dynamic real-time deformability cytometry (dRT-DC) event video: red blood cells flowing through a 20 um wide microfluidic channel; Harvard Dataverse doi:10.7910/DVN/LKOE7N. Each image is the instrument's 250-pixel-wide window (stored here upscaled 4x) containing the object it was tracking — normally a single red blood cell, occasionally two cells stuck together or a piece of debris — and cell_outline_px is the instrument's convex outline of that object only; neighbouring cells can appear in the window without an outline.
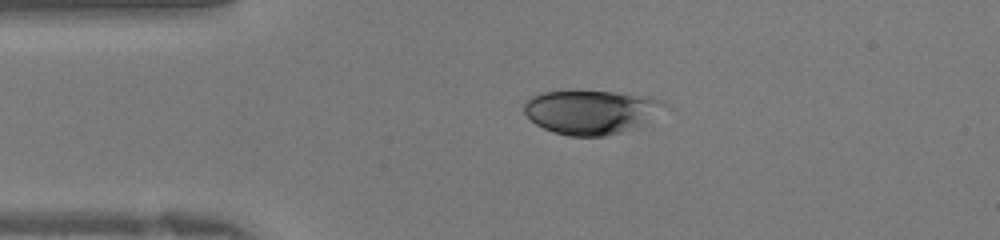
{"species": "human", "species_latin": "Homo sapiens", "temperature_condition": "warm", "stored_images_in_passage": 34, "camera_frame_rate_fps": 3000, "um_per_image_px": 0.085, "donor": {"sex": "female"}, "frame": {"image": 1, "passage_image": 1, "time_ms": 0.0, "image_size_px": [1000, 240], "cell_outline_px": [[664, 104], [644, 128], [604, 136], [568, 136], [552, 132], [536, 124], [524, 112], [524, 100], [540, 92], [572, 88], [576, 88], [652, 96], [660, 100]], "centroid_in_image_um": [50.21, 9.49], "position_along_channel_um": 34.8, "area_um2": 37.22}}
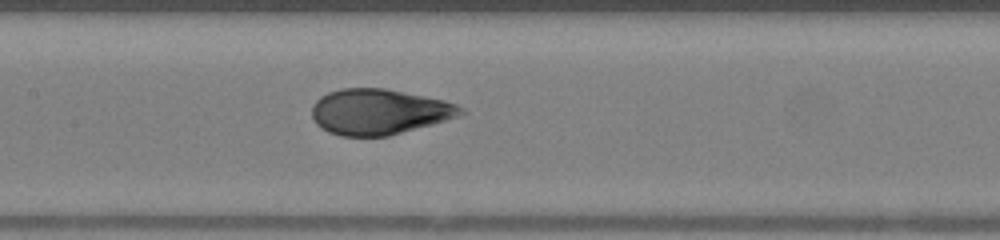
{"frame": {"image": 2, "passage_image": 12, "time_ms": 3.667, "image_size_px": [1000, 240], "cell_outline_px": [[468, 112], [432, 124], [388, 136], [340, 136], [328, 132], [320, 128], [316, 124], [312, 116], [312, 104], [320, 96], [328, 92], [344, 88], [384, 88], [444, 100], [456, 104], [464, 108]], "centroid_in_image_um": [32.18, 9.5], "position_along_channel_um": 175.2, "area_um2": 39.48}}
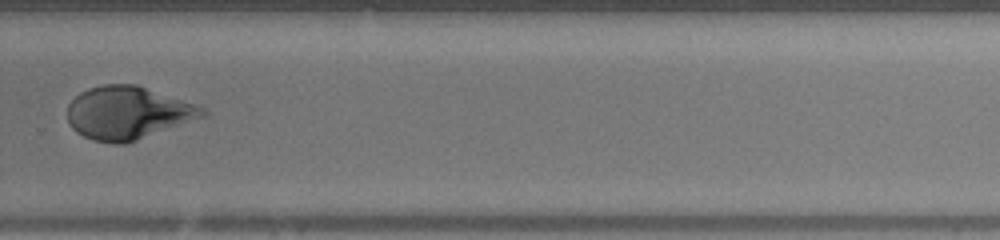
{"frame": {"image": 3, "passage_image": 21, "time_ms": 6.667, "image_size_px": [1000, 240], "cell_outline_px": [[208, 116], [124, 144], [112, 144], [92, 140], [76, 132], [72, 128], [68, 120], [68, 104], [80, 92], [88, 88], [104, 84], [136, 84], [204, 108], [208, 112]], "centroid_in_image_um": [10.86, 9.6], "position_along_channel_um": 318.9, "area_um2": 41.56}}